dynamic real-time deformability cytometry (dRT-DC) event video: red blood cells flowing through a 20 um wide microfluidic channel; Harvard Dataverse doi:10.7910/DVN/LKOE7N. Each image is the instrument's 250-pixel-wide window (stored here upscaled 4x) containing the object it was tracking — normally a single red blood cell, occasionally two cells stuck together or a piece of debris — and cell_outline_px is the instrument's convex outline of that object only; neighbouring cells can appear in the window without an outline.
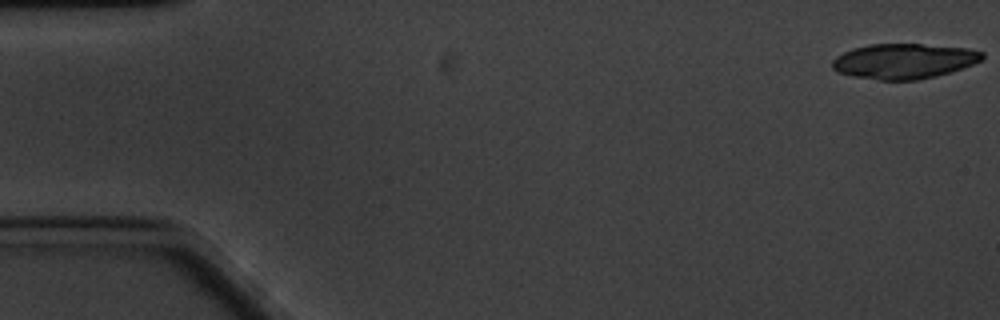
{"species": "common noctule bat (a hibernating species)", "species_latin": "Nyctalus noctula", "temperature_condition": "cold", "stored_images_in_passage": 17, "camera_frame_rate_fps": 3000, "um_per_image_px": 0.085, "animal": {"sex": "male", "body_mass_g": 20.1, "forearm_length_mm": 53.5}, "frame": {"image": 1, "passage_image": 1, "time_ms": 0.0, "image_size_px": [1000, 320], "cell_outline_px": [[984, 56], [980, 60], [972, 64], [936, 76], [916, 80], [880, 80], [852, 76], [836, 72], [832, 68], [832, 60], [836, 56], [852, 48], [868, 44], [920, 44], [968, 48], [984, 52]], "centroid_in_image_um": [76.78, 5.19], "position_along_channel_um": 8.2, "area_um2": 30.63}}